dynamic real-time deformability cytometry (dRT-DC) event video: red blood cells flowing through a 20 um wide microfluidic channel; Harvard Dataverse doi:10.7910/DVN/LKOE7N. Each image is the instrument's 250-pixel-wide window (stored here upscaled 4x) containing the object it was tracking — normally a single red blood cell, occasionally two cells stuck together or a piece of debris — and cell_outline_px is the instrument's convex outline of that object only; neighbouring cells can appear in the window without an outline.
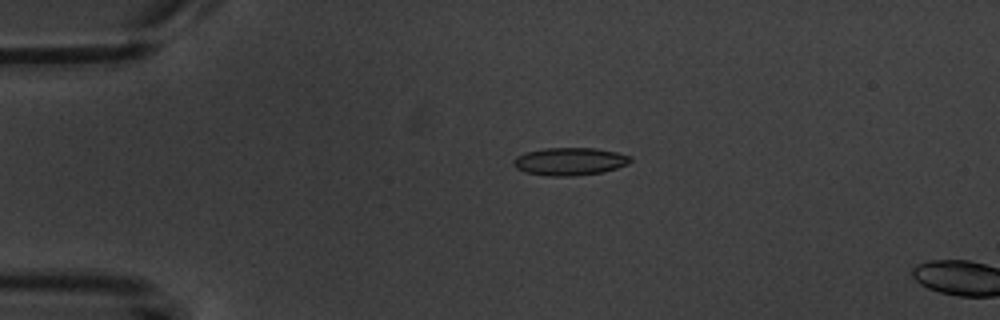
{"species": "common noctule bat (a hibernating species)", "species_latin": "Nyctalus noctula", "temperature_condition": "warm", "stored_images_in_passage": 5, "camera_frame_rate_fps": 3000, "um_per_image_px": 0.085, "animal": {"sex": "male", "body_mass_g": 20.1, "forearm_length_mm": 53.5}, "frame": {"image": 1, "passage_image": 4, "time_ms": 3.667, "image_size_px": [1000, 320], "cell_outline_px": [[632, 160], [628, 164], [616, 168], [600, 172], [572, 176], [548, 176], [524, 172], [516, 168], [512, 164], [512, 160], [516, 156], [528, 152], [544, 148], [596, 148], [616, 152], [632, 156]], "centroid_in_image_um": [48.41, 13.72], "position_along_channel_um": 36.6, "area_um2": 18.9}}